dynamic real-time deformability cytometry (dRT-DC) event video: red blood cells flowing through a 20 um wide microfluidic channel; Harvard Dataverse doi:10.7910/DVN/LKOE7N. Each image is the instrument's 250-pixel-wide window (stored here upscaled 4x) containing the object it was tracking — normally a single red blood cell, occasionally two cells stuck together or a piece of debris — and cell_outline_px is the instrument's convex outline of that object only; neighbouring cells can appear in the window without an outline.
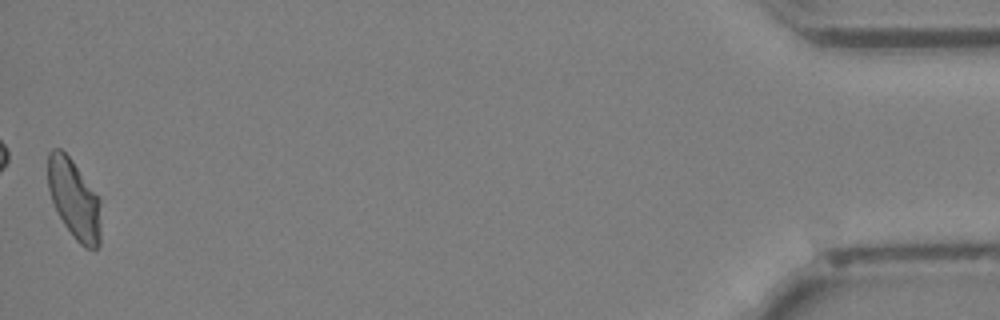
{"species": "Egyptian fruit bat (a non-hibernating species)", "species_latin": "Rousettus aegyptiacus", "temperature_condition": "cold", "stored_images_in_passage": 43, "camera_frame_rate_fps": 3000, "um_per_image_px": 0.085, "animal": {"sex": "female"}, "frame": {"image": 1, "passage_image": 43, "time_ms": 14.0, "image_size_px": [1000, 320], "cell_outline_px": [[100, 244], [96, 248], [84, 248], [76, 240], [64, 224], [52, 200], [48, 188], [48, 152], [52, 148], [60, 148], [72, 160], [100, 200]], "centroid_in_image_um": [6.3, 16.93], "position_along_channel_um": 428.9, "area_um2": 24.16}}